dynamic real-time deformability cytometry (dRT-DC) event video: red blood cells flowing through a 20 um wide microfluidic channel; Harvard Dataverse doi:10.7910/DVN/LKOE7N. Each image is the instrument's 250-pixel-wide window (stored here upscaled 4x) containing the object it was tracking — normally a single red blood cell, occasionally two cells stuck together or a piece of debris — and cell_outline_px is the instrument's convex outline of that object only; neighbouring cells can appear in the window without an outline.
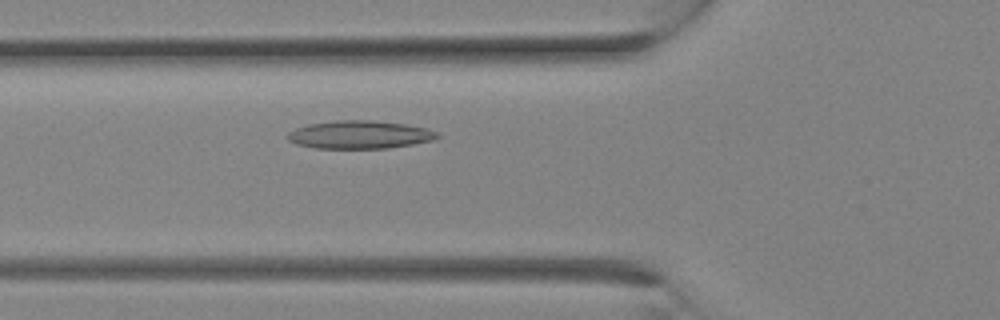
{"species": "Egyptian fruit bat (a non-hibernating species)", "species_latin": "Rousettus aegyptiacus", "temperature_condition": "room temperature", "stored_images_in_passage": 8, "camera_frame_rate_fps": 3000, "um_per_image_px": 0.085, "animal": {"sex": "female"}, "frame": {"image": 1, "passage_image": 8, "time_ms": 2.333, "image_size_px": [1000, 320], "cell_outline_px": [[440, 136], [432, 140], [412, 144], [388, 148], [316, 148], [296, 144], [288, 140], [288, 132], [296, 128], [308, 124], [336, 120], [372, 120], [408, 124], [424, 128], [436, 132]], "centroid_in_image_um": [30.55, 11.44], "position_along_channel_um": 95.3, "area_um2": 24.33}}